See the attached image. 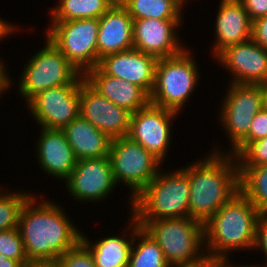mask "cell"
Listing matches in <instances>:
<instances>
[{"mask_svg": "<svg viewBox=\"0 0 267 267\" xmlns=\"http://www.w3.org/2000/svg\"><path fill=\"white\" fill-rule=\"evenodd\" d=\"M0 267H22L19 261L9 259L5 254H0Z\"/></svg>", "mask_w": 267, "mask_h": 267, "instance_id": "36", "label": "cell"}, {"mask_svg": "<svg viewBox=\"0 0 267 267\" xmlns=\"http://www.w3.org/2000/svg\"><path fill=\"white\" fill-rule=\"evenodd\" d=\"M133 232L142 238V241L132 248L128 267H170L167 263L164 253L154 238L133 218Z\"/></svg>", "mask_w": 267, "mask_h": 267, "instance_id": "25", "label": "cell"}, {"mask_svg": "<svg viewBox=\"0 0 267 267\" xmlns=\"http://www.w3.org/2000/svg\"><path fill=\"white\" fill-rule=\"evenodd\" d=\"M66 182L76 199L102 200L116 185L109 156L77 160Z\"/></svg>", "mask_w": 267, "mask_h": 267, "instance_id": "14", "label": "cell"}, {"mask_svg": "<svg viewBox=\"0 0 267 267\" xmlns=\"http://www.w3.org/2000/svg\"><path fill=\"white\" fill-rule=\"evenodd\" d=\"M115 183L120 180L133 189L135 198L159 172L161 162L128 136L112 139L109 151Z\"/></svg>", "mask_w": 267, "mask_h": 267, "instance_id": "9", "label": "cell"}, {"mask_svg": "<svg viewBox=\"0 0 267 267\" xmlns=\"http://www.w3.org/2000/svg\"><path fill=\"white\" fill-rule=\"evenodd\" d=\"M236 157L238 166L267 164V137L250 142Z\"/></svg>", "mask_w": 267, "mask_h": 267, "instance_id": "31", "label": "cell"}, {"mask_svg": "<svg viewBox=\"0 0 267 267\" xmlns=\"http://www.w3.org/2000/svg\"><path fill=\"white\" fill-rule=\"evenodd\" d=\"M260 214L241 191L237 192L204 223V239L211 250L207 259L224 256L232 249L254 248Z\"/></svg>", "mask_w": 267, "mask_h": 267, "instance_id": "3", "label": "cell"}, {"mask_svg": "<svg viewBox=\"0 0 267 267\" xmlns=\"http://www.w3.org/2000/svg\"><path fill=\"white\" fill-rule=\"evenodd\" d=\"M80 84L44 90L27 104L42 128L62 130L79 116Z\"/></svg>", "mask_w": 267, "mask_h": 267, "instance_id": "11", "label": "cell"}, {"mask_svg": "<svg viewBox=\"0 0 267 267\" xmlns=\"http://www.w3.org/2000/svg\"><path fill=\"white\" fill-rule=\"evenodd\" d=\"M53 9V22L75 19H99L113 4L109 0H61Z\"/></svg>", "mask_w": 267, "mask_h": 267, "instance_id": "26", "label": "cell"}, {"mask_svg": "<svg viewBox=\"0 0 267 267\" xmlns=\"http://www.w3.org/2000/svg\"><path fill=\"white\" fill-rule=\"evenodd\" d=\"M77 160L109 155L112 139L78 116L62 129Z\"/></svg>", "mask_w": 267, "mask_h": 267, "instance_id": "22", "label": "cell"}, {"mask_svg": "<svg viewBox=\"0 0 267 267\" xmlns=\"http://www.w3.org/2000/svg\"><path fill=\"white\" fill-rule=\"evenodd\" d=\"M251 39L267 49V15L252 22Z\"/></svg>", "mask_w": 267, "mask_h": 267, "instance_id": "34", "label": "cell"}, {"mask_svg": "<svg viewBox=\"0 0 267 267\" xmlns=\"http://www.w3.org/2000/svg\"><path fill=\"white\" fill-rule=\"evenodd\" d=\"M34 202L33 196L26 201L17 227L25 254L29 261L55 262L76 246L83 234L73 227L57 205L43 201L34 208Z\"/></svg>", "mask_w": 267, "mask_h": 267, "instance_id": "1", "label": "cell"}, {"mask_svg": "<svg viewBox=\"0 0 267 267\" xmlns=\"http://www.w3.org/2000/svg\"><path fill=\"white\" fill-rule=\"evenodd\" d=\"M22 267H57V264L50 261H29Z\"/></svg>", "mask_w": 267, "mask_h": 267, "instance_id": "38", "label": "cell"}, {"mask_svg": "<svg viewBox=\"0 0 267 267\" xmlns=\"http://www.w3.org/2000/svg\"><path fill=\"white\" fill-rule=\"evenodd\" d=\"M216 153L183 169L190 183L189 217L203 224L240 191L236 157L233 160Z\"/></svg>", "mask_w": 267, "mask_h": 267, "instance_id": "2", "label": "cell"}, {"mask_svg": "<svg viewBox=\"0 0 267 267\" xmlns=\"http://www.w3.org/2000/svg\"><path fill=\"white\" fill-rule=\"evenodd\" d=\"M218 56L227 47L251 39L252 21L244 6L238 0H222L216 20Z\"/></svg>", "mask_w": 267, "mask_h": 267, "instance_id": "20", "label": "cell"}, {"mask_svg": "<svg viewBox=\"0 0 267 267\" xmlns=\"http://www.w3.org/2000/svg\"><path fill=\"white\" fill-rule=\"evenodd\" d=\"M131 114L102 96L86 80L80 84L79 116L111 139L128 135Z\"/></svg>", "mask_w": 267, "mask_h": 267, "instance_id": "12", "label": "cell"}, {"mask_svg": "<svg viewBox=\"0 0 267 267\" xmlns=\"http://www.w3.org/2000/svg\"><path fill=\"white\" fill-rule=\"evenodd\" d=\"M184 50L172 57L160 58L155 67L150 103L178 113L197 84L195 61Z\"/></svg>", "mask_w": 267, "mask_h": 267, "instance_id": "6", "label": "cell"}, {"mask_svg": "<svg viewBox=\"0 0 267 267\" xmlns=\"http://www.w3.org/2000/svg\"><path fill=\"white\" fill-rule=\"evenodd\" d=\"M238 167L240 191L261 214H267V164Z\"/></svg>", "mask_w": 267, "mask_h": 267, "instance_id": "24", "label": "cell"}, {"mask_svg": "<svg viewBox=\"0 0 267 267\" xmlns=\"http://www.w3.org/2000/svg\"><path fill=\"white\" fill-rule=\"evenodd\" d=\"M218 61L234 74L235 84H261L267 81V49L252 39L223 50Z\"/></svg>", "mask_w": 267, "mask_h": 267, "instance_id": "15", "label": "cell"}, {"mask_svg": "<svg viewBox=\"0 0 267 267\" xmlns=\"http://www.w3.org/2000/svg\"><path fill=\"white\" fill-rule=\"evenodd\" d=\"M176 113L149 103L131 114L127 136L162 162L170 142V119Z\"/></svg>", "mask_w": 267, "mask_h": 267, "instance_id": "13", "label": "cell"}, {"mask_svg": "<svg viewBox=\"0 0 267 267\" xmlns=\"http://www.w3.org/2000/svg\"><path fill=\"white\" fill-rule=\"evenodd\" d=\"M192 267H216V266L210 259H206L203 263Z\"/></svg>", "mask_w": 267, "mask_h": 267, "instance_id": "42", "label": "cell"}, {"mask_svg": "<svg viewBox=\"0 0 267 267\" xmlns=\"http://www.w3.org/2000/svg\"><path fill=\"white\" fill-rule=\"evenodd\" d=\"M38 157L43 170L60 179H67L77 159L62 130L42 128Z\"/></svg>", "mask_w": 267, "mask_h": 267, "instance_id": "21", "label": "cell"}, {"mask_svg": "<svg viewBox=\"0 0 267 267\" xmlns=\"http://www.w3.org/2000/svg\"><path fill=\"white\" fill-rule=\"evenodd\" d=\"M122 6L133 20H181V8L172 0H125Z\"/></svg>", "mask_w": 267, "mask_h": 267, "instance_id": "27", "label": "cell"}, {"mask_svg": "<svg viewBox=\"0 0 267 267\" xmlns=\"http://www.w3.org/2000/svg\"><path fill=\"white\" fill-rule=\"evenodd\" d=\"M226 256H217V257H214L212 259H210L216 267H231V266H228L227 265V261L228 259L226 260ZM242 267V266H241ZM243 267H256V266H243Z\"/></svg>", "mask_w": 267, "mask_h": 267, "instance_id": "39", "label": "cell"}, {"mask_svg": "<svg viewBox=\"0 0 267 267\" xmlns=\"http://www.w3.org/2000/svg\"><path fill=\"white\" fill-rule=\"evenodd\" d=\"M245 8L251 21L267 15V0H238Z\"/></svg>", "mask_w": 267, "mask_h": 267, "instance_id": "33", "label": "cell"}, {"mask_svg": "<svg viewBox=\"0 0 267 267\" xmlns=\"http://www.w3.org/2000/svg\"><path fill=\"white\" fill-rule=\"evenodd\" d=\"M254 246L261 247L267 257V214H260L259 216Z\"/></svg>", "mask_w": 267, "mask_h": 267, "instance_id": "35", "label": "cell"}, {"mask_svg": "<svg viewBox=\"0 0 267 267\" xmlns=\"http://www.w3.org/2000/svg\"><path fill=\"white\" fill-rule=\"evenodd\" d=\"M98 21L99 62L106 55L133 48V19L122 5H113Z\"/></svg>", "mask_w": 267, "mask_h": 267, "instance_id": "18", "label": "cell"}, {"mask_svg": "<svg viewBox=\"0 0 267 267\" xmlns=\"http://www.w3.org/2000/svg\"><path fill=\"white\" fill-rule=\"evenodd\" d=\"M84 76L102 96L131 113L150 103L149 95L141 87L107 75L98 66L90 69Z\"/></svg>", "mask_w": 267, "mask_h": 267, "instance_id": "19", "label": "cell"}, {"mask_svg": "<svg viewBox=\"0 0 267 267\" xmlns=\"http://www.w3.org/2000/svg\"><path fill=\"white\" fill-rule=\"evenodd\" d=\"M155 178L131 200L140 227L149 220L189 217L190 183L183 170Z\"/></svg>", "mask_w": 267, "mask_h": 267, "instance_id": "4", "label": "cell"}, {"mask_svg": "<svg viewBox=\"0 0 267 267\" xmlns=\"http://www.w3.org/2000/svg\"><path fill=\"white\" fill-rule=\"evenodd\" d=\"M13 28L14 27H11V25H8V23L0 19V38H3L4 36L12 32Z\"/></svg>", "mask_w": 267, "mask_h": 267, "instance_id": "40", "label": "cell"}, {"mask_svg": "<svg viewBox=\"0 0 267 267\" xmlns=\"http://www.w3.org/2000/svg\"><path fill=\"white\" fill-rule=\"evenodd\" d=\"M261 92L263 95V107L267 110V81L260 84Z\"/></svg>", "mask_w": 267, "mask_h": 267, "instance_id": "41", "label": "cell"}, {"mask_svg": "<svg viewBox=\"0 0 267 267\" xmlns=\"http://www.w3.org/2000/svg\"><path fill=\"white\" fill-rule=\"evenodd\" d=\"M113 5H122L125 0H109Z\"/></svg>", "mask_w": 267, "mask_h": 267, "instance_id": "43", "label": "cell"}, {"mask_svg": "<svg viewBox=\"0 0 267 267\" xmlns=\"http://www.w3.org/2000/svg\"><path fill=\"white\" fill-rule=\"evenodd\" d=\"M157 58L137 49H130L104 56L98 67L107 75L141 87L150 95L154 86Z\"/></svg>", "mask_w": 267, "mask_h": 267, "instance_id": "16", "label": "cell"}, {"mask_svg": "<svg viewBox=\"0 0 267 267\" xmlns=\"http://www.w3.org/2000/svg\"><path fill=\"white\" fill-rule=\"evenodd\" d=\"M2 253L9 259L19 261L22 265L29 262L18 228L0 231V254Z\"/></svg>", "mask_w": 267, "mask_h": 267, "instance_id": "29", "label": "cell"}, {"mask_svg": "<svg viewBox=\"0 0 267 267\" xmlns=\"http://www.w3.org/2000/svg\"><path fill=\"white\" fill-rule=\"evenodd\" d=\"M81 241L91 251L96 267H128L133 246L127 239L112 236L90 245L87 238L82 236Z\"/></svg>", "mask_w": 267, "mask_h": 267, "instance_id": "23", "label": "cell"}, {"mask_svg": "<svg viewBox=\"0 0 267 267\" xmlns=\"http://www.w3.org/2000/svg\"><path fill=\"white\" fill-rule=\"evenodd\" d=\"M173 2H175L180 8L183 6V2L184 0H172Z\"/></svg>", "mask_w": 267, "mask_h": 267, "instance_id": "44", "label": "cell"}, {"mask_svg": "<svg viewBox=\"0 0 267 267\" xmlns=\"http://www.w3.org/2000/svg\"><path fill=\"white\" fill-rule=\"evenodd\" d=\"M267 137V110L264 108L254 117L249 134L233 149L237 156L250 142Z\"/></svg>", "mask_w": 267, "mask_h": 267, "instance_id": "32", "label": "cell"}, {"mask_svg": "<svg viewBox=\"0 0 267 267\" xmlns=\"http://www.w3.org/2000/svg\"><path fill=\"white\" fill-rule=\"evenodd\" d=\"M180 20H133V48L157 59L172 57L184 49L179 46L174 29Z\"/></svg>", "mask_w": 267, "mask_h": 267, "instance_id": "17", "label": "cell"}, {"mask_svg": "<svg viewBox=\"0 0 267 267\" xmlns=\"http://www.w3.org/2000/svg\"><path fill=\"white\" fill-rule=\"evenodd\" d=\"M46 45L29 60L22 74L19 90L27 103L35 95L49 88L81 84L85 80V76L80 74L49 39Z\"/></svg>", "mask_w": 267, "mask_h": 267, "instance_id": "7", "label": "cell"}, {"mask_svg": "<svg viewBox=\"0 0 267 267\" xmlns=\"http://www.w3.org/2000/svg\"><path fill=\"white\" fill-rule=\"evenodd\" d=\"M4 65L1 63L0 60V93L2 91H5V89L9 86L10 84V80L8 79V77H6V73L4 72Z\"/></svg>", "mask_w": 267, "mask_h": 267, "instance_id": "37", "label": "cell"}, {"mask_svg": "<svg viewBox=\"0 0 267 267\" xmlns=\"http://www.w3.org/2000/svg\"><path fill=\"white\" fill-rule=\"evenodd\" d=\"M48 31L49 39L85 75L97 67V34L99 21L96 18L75 19L66 22H53Z\"/></svg>", "mask_w": 267, "mask_h": 267, "instance_id": "8", "label": "cell"}, {"mask_svg": "<svg viewBox=\"0 0 267 267\" xmlns=\"http://www.w3.org/2000/svg\"><path fill=\"white\" fill-rule=\"evenodd\" d=\"M221 114L234 149L248 134L252 121L263 107L260 84L232 83Z\"/></svg>", "mask_w": 267, "mask_h": 267, "instance_id": "10", "label": "cell"}, {"mask_svg": "<svg viewBox=\"0 0 267 267\" xmlns=\"http://www.w3.org/2000/svg\"><path fill=\"white\" fill-rule=\"evenodd\" d=\"M30 197L29 193L0 194V231L18 227L21 210Z\"/></svg>", "mask_w": 267, "mask_h": 267, "instance_id": "28", "label": "cell"}, {"mask_svg": "<svg viewBox=\"0 0 267 267\" xmlns=\"http://www.w3.org/2000/svg\"><path fill=\"white\" fill-rule=\"evenodd\" d=\"M143 228L154 238L170 267H192L207 256H197L204 239V224L191 217L149 220ZM199 247V248H198Z\"/></svg>", "mask_w": 267, "mask_h": 267, "instance_id": "5", "label": "cell"}, {"mask_svg": "<svg viewBox=\"0 0 267 267\" xmlns=\"http://www.w3.org/2000/svg\"><path fill=\"white\" fill-rule=\"evenodd\" d=\"M55 262L57 267H96L91 251L82 241L66 251Z\"/></svg>", "mask_w": 267, "mask_h": 267, "instance_id": "30", "label": "cell"}]
</instances>
